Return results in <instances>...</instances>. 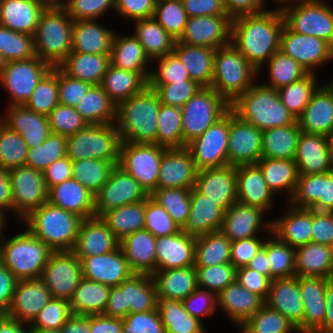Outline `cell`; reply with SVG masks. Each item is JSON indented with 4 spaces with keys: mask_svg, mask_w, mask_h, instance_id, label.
I'll return each instance as SVG.
<instances>
[{
    "mask_svg": "<svg viewBox=\"0 0 333 333\" xmlns=\"http://www.w3.org/2000/svg\"><path fill=\"white\" fill-rule=\"evenodd\" d=\"M283 26L284 19L279 6L231 21V43L258 70L260 78L264 64L280 50Z\"/></svg>",
    "mask_w": 333,
    "mask_h": 333,
    "instance_id": "6da1fadb",
    "label": "cell"
},
{
    "mask_svg": "<svg viewBox=\"0 0 333 333\" xmlns=\"http://www.w3.org/2000/svg\"><path fill=\"white\" fill-rule=\"evenodd\" d=\"M160 106L158 94L149 86L121 102L115 122L121 141L156 144Z\"/></svg>",
    "mask_w": 333,
    "mask_h": 333,
    "instance_id": "7a4b0ae2",
    "label": "cell"
},
{
    "mask_svg": "<svg viewBox=\"0 0 333 333\" xmlns=\"http://www.w3.org/2000/svg\"><path fill=\"white\" fill-rule=\"evenodd\" d=\"M82 221V217L47 202L19 222L53 251H71Z\"/></svg>",
    "mask_w": 333,
    "mask_h": 333,
    "instance_id": "3957f363",
    "label": "cell"
},
{
    "mask_svg": "<svg viewBox=\"0 0 333 333\" xmlns=\"http://www.w3.org/2000/svg\"><path fill=\"white\" fill-rule=\"evenodd\" d=\"M256 81L230 109L260 130L293 124L296 119L279 98L278 90Z\"/></svg>",
    "mask_w": 333,
    "mask_h": 333,
    "instance_id": "277c9868",
    "label": "cell"
},
{
    "mask_svg": "<svg viewBox=\"0 0 333 333\" xmlns=\"http://www.w3.org/2000/svg\"><path fill=\"white\" fill-rule=\"evenodd\" d=\"M74 20L60 5H50L41 13L34 34L35 54L57 67L71 52Z\"/></svg>",
    "mask_w": 333,
    "mask_h": 333,
    "instance_id": "5b68a950",
    "label": "cell"
},
{
    "mask_svg": "<svg viewBox=\"0 0 333 333\" xmlns=\"http://www.w3.org/2000/svg\"><path fill=\"white\" fill-rule=\"evenodd\" d=\"M17 233L1 241L0 262L18 281L41 278L53 250L27 229Z\"/></svg>",
    "mask_w": 333,
    "mask_h": 333,
    "instance_id": "8992f818",
    "label": "cell"
},
{
    "mask_svg": "<svg viewBox=\"0 0 333 333\" xmlns=\"http://www.w3.org/2000/svg\"><path fill=\"white\" fill-rule=\"evenodd\" d=\"M258 78V70L232 43L216 49L211 87L229 104L245 93Z\"/></svg>",
    "mask_w": 333,
    "mask_h": 333,
    "instance_id": "52a82bcc",
    "label": "cell"
},
{
    "mask_svg": "<svg viewBox=\"0 0 333 333\" xmlns=\"http://www.w3.org/2000/svg\"><path fill=\"white\" fill-rule=\"evenodd\" d=\"M278 6L289 30L324 39L333 47V5L328 1L289 0Z\"/></svg>",
    "mask_w": 333,
    "mask_h": 333,
    "instance_id": "ba28073f",
    "label": "cell"
},
{
    "mask_svg": "<svg viewBox=\"0 0 333 333\" xmlns=\"http://www.w3.org/2000/svg\"><path fill=\"white\" fill-rule=\"evenodd\" d=\"M121 142L115 123L87 124L67 137L66 153L71 161L92 158L119 163Z\"/></svg>",
    "mask_w": 333,
    "mask_h": 333,
    "instance_id": "9c48e42d",
    "label": "cell"
},
{
    "mask_svg": "<svg viewBox=\"0 0 333 333\" xmlns=\"http://www.w3.org/2000/svg\"><path fill=\"white\" fill-rule=\"evenodd\" d=\"M157 292L152 275L133 273L119 286L110 287L104 315L123 319L129 313L156 309Z\"/></svg>",
    "mask_w": 333,
    "mask_h": 333,
    "instance_id": "30bf717a",
    "label": "cell"
},
{
    "mask_svg": "<svg viewBox=\"0 0 333 333\" xmlns=\"http://www.w3.org/2000/svg\"><path fill=\"white\" fill-rule=\"evenodd\" d=\"M229 110L230 104L212 87H201L181 108L183 148L201 136Z\"/></svg>",
    "mask_w": 333,
    "mask_h": 333,
    "instance_id": "8fae6325",
    "label": "cell"
},
{
    "mask_svg": "<svg viewBox=\"0 0 333 333\" xmlns=\"http://www.w3.org/2000/svg\"><path fill=\"white\" fill-rule=\"evenodd\" d=\"M166 149L157 144L122 141L118 166L135 178L150 195L157 189L161 158Z\"/></svg>",
    "mask_w": 333,
    "mask_h": 333,
    "instance_id": "7c38bea8",
    "label": "cell"
},
{
    "mask_svg": "<svg viewBox=\"0 0 333 333\" xmlns=\"http://www.w3.org/2000/svg\"><path fill=\"white\" fill-rule=\"evenodd\" d=\"M52 68L38 56L8 61L0 74V85L9 95L7 106L24 105L41 78Z\"/></svg>",
    "mask_w": 333,
    "mask_h": 333,
    "instance_id": "4fadbf2b",
    "label": "cell"
},
{
    "mask_svg": "<svg viewBox=\"0 0 333 333\" xmlns=\"http://www.w3.org/2000/svg\"><path fill=\"white\" fill-rule=\"evenodd\" d=\"M12 187V214L17 222L24 219L32 210L48 202V188L43 172L28 166L8 170Z\"/></svg>",
    "mask_w": 333,
    "mask_h": 333,
    "instance_id": "5bb4252c",
    "label": "cell"
},
{
    "mask_svg": "<svg viewBox=\"0 0 333 333\" xmlns=\"http://www.w3.org/2000/svg\"><path fill=\"white\" fill-rule=\"evenodd\" d=\"M82 278L81 262L72 251H53L40 279L52 298L69 302Z\"/></svg>",
    "mask_w": 333,
    "mask_h": 333,
    "instance_id": "9a60e30c",
    "label": "cell"
},
{
    "mask_svg": "<svg viewBox=\"0 0 333 333\" xmlns=\"http://www.w3.org/2000/svg\"><path fill=\"white\" fill-rule=\"evenodd\" d=\"M228 137L229 111L201 136L187 144L186 148L198 171L228 164Z\"/></svg>",
    "mask_w": 333,
    "mask_h": 333,
    "instance_id": "2e32d148",
    "label": "cell"
},
{
    "mask_svg": "<svg viewBox=\"0 0 333 333\" xmlns=\"http://www.w3.org/2000/svg\"><path fill=\"white\" fill-rule=\"evenodd\" d=\"M280 51L296 60L309 73H317L322 65L333 61V47L328 42L296 33L285 25L280 36Z\"/></svg>",
    "mask_w": 333,
    "mask_h": 333,
    "instance_id": "e0dca14e",
    "label": "cell"
},
{
    "mask_svg": "<svg viewBox=\"0 0 333 333\" xmlns=\"http://www.w3.org/2000/svg\"><path fill=\"white\" fill-rule=\"evenodd\" d=\"M149 194L140 183L121 167L116 165L108 181L95 195V217L123 205L145 201Z\"/></svg>",
    "mask_w": 333,
    "mask_h": 333,
    "instance_id": "ac0fdd59",
    "label": "cell"
},
{
    "mask_svg": "<svg viewBox=\"0 0 333 333\" xmlns=\"http://www.w3.org/2000/svg\"><path fill=\"white\" fill-rule=\"evenodd\" d=\"M228 164H257L262 158V130L229 110Z\"/></svg>",
    "mask_w": 333,
    "mask_h": 333,
    "instance_id": "d6986e66",
    "label": "cell"
},
{
    "mask_svg": "<svg viewBox=\"0 0 333 333\" xmlns=\"http://www.w3.org/2000/svg\"><path fill=\"white\" fill-rule=\"evenodd\" d=\"M266 215L267 212L260 207L236 201L225 211L220 231L231 242L256 236H269L272 233V220L266 219Z\"/></svg>",
    "mask_w": 333,
    "mask_h": 333,
    "instance_id": "ffe728a7",
    "label": "cell"
},
{
    "mask_svg": "<svg viewBox=\"0 0 333 333\" xmlns=\"http://www.w3.org/2000/svg\"><path fill=\"white\" fill-rule=\"evenodd\" d=\"M231 21L228 15L188 17L179 43L218 49L231 43Z\"/></svg>",
    "mask_w": 333,
    "mask_h": 333,
    "instance_id": "44dd1931",
    "label": "cell"
},
{
    "mask_svg": "<svg viewBox=\"0 0 333 333\" xmlns=\"http://www.w3.org/2000/svg\"><path fill=\"white\" fill-rule=\"evenodd\" d=\"M286 203L298 208L333 212V171L299 175L294 193Z\"/></svg>",
    "mask_w": 333,
    "mask_h": 333,
    "instance_id": "7402d4cb",
    "label": "cell"
},
{
    "mask_svg": "<svg viewBox=\"0 0 333 333\" xmlns=\"http://www.w3.org/2000/svg\"><path fill=\"white\" fill-rule=\"evenodd\" d=\"M194 187L227 211L237 201L236 166L227 164L199 170Z\"/></svg>",
    "mask_w": 333,
    "mask_h": 333,
    "instance_id": "603a6c76",
    "label": "cell"
},
{
    "mask_svg": "<svg viewBox=\"0 0 333 333\" xmlns=\"http://www.w3.org/2000/svg\"><path fill=\"white\" fill-rule=\"evenodd\" d=\"M301 132L327 136L333 130V78L318 86L296 119Z\"/></svg>",
    "mask_w": 333,
    "mask_h": 333,
    "instance_id": "cb8c5ba5",
    "label": "cell"
},
{
    "mask_svg": "<svg viewBox=\"0 0 333 333\" xmlns=\"http://www.w3.org/2000/svg\"><path fill=\"white\" fill-rule=\"evenodd\" d=\"M52 298L50 291L39 279L17 281L6 317L30 324Z\"/></svg>",
    "mask_w": 333,
    "mask_h": 333,
    "instance_id": "d4e9b609",
    "label": "cell"
},
{
    "mask_svg": "<svg viewBox=\"0 0 333 333\" xmlns=\"http://www.w3.org/2000/svg\"><path fill=\"white\" fill-rule=\"evenodd\" d=\"M197 172L191 153L186 147L166 149L161 158L157 188L192 189Z\"/></svg>",
    "mask_w": 333,
    "mask_h": 333,
    "instance_id": "484cf974",
    "label": "cell"
},
{
    "mask_svg": "<svg viewBox=\"0 0 333 333\" xmlns=\"http://www.w3.org/2000/svg\"><path fill=\"white\" fill-rule=\"evenodd\" d=\"M80 262L83 278L110 287L119 286L133 274L120 246L103 255L83 257Z\"/></svg>",
    "mask_w": 333,
    "mask_h": 333,
    "instance_id": "4316f807",
    "label": "cell"
},
{
    "mask_svg": "<svg viewBox=\"0 0 333 333\" xmlns=\"http://www.w3.org/2000/svg\"><path fill=\"white\" fill-rule=\"evenodd\" d=\"M0 121L19 133L28 148L41 145L51 134L48 116L38 114L24 105L7 106Z\"/></svg>",
    "mask_w": 333,
    "mask_h": 333,
    "instance_id": "83f0119b",
    "label": "cell"
},
{
    "mask_svg": "<svg viewBox=\"0 0 333 333\" xmlns=\"http://www.w3.org/2000/svg\"><path fill=\"white\" fill-rule=\"evenodd\" d=\"M120 240L101 217L83 219L72 252L80 260L83 257L103 255L119 247Z\"/></svg>",
    "mask_w": 333,
    "mask_h": 333,
    "instance_id": "f1b7e54d",
    "label": "cell"
},
{
    "mask_svg": "<svg viewBox=\"0 0 333 333\" xmlns=\"http://www.w3.org/2000/svg\"><path fill=\"white\" fill-rule=\"evenodd\" d=\"M237 202L257 206L268 214L274 207L275 193L267 186L258 164L236 166Z\"/></svg>",
    "mask_w": 333,
    "mask_h": 333,
    "instance_id": "f546056e",
    "label": "cell"
},
{
    "mask_svg": "<svg viewBox=\"0 0 333 333\" xmlns=\"http://www.w3.org/2000/svg\"><path fill=\"white\" fill-rule=\"evenodd\" d=\"M293 160L299 175L333 171V158L325 135L301 132Z\"/></svg>",
    "mask_w": 333,
    "mask_h": 333,
    "instance_id": "4dcf8cb0",
    "label": "cell"
},
{
    "mask_svg": "<svg viewBox=\"0 0 333 333\" xmlns=\"http://www.w3.org/2000/svg\"><path fill=\"white\" fill-rule=\"evenodd\" d=\"M282 209L284 213L278 218H273L271 232L279 240L289 244L293 248L306 245L311 242L312 234V209L298 208L286 204Z\"/></svg>",
    "mask_w": 333,
    "mask_h": 333,
    "instance_id": "1f68e13d",
    "label": "cell"
},
{
    "mask_svg": "<svg viewBox=\"0 0 333 333\" xmlns=\"http://www.w3.org/2000/svg\"><path fill=\"white\" fill-rule=\"evenodd\" d=\"M196 236L180 230L156 238V270L194 266Z\"/></svg>",
    "mask_w": 333,
    "mask_h": 333,
    "instance_id": "d6a6232c",
    "label": "cell"
},
{
    "mask_svg": "<svg viewBox=\"0 0 333 333\" xmlns=\"http://www.w3.org/2000/svg\"><path fill=\"white\" fill-rule=\"evenodd\" d=\"M265 301L241 286L237 280L230 283L225 289L217 294V307L221 309L231 323L242 326L251 316H253Z\"/></svg>",
    "mask_w": 333,
    "mask_h": 333,
    "instance_id": "836d02e7",
    "label": "cell"
},
{
    "mask_svg": "<svg viewBox=\"0 0 333 333\" xmlns=\"http://www.w3.org/2000/svg\"><path fill=\"white\" fill-rule=\"evenodd\" d=\"M325 277H299L304 305L303 321L296 327L299 333H314L322 324L326 312Z\"/></svg>",
    "mask_w": 333,
    "mask_h": 333,
    "instance_id": "e575fe53",
    "label": "cell"
},
{
    "mask_svg": "<svg viewBox=\"0 0 333 333\" xmlns=\"http://www.w3.org/2000/svg\"><path fill=\"white\" fill-rule=\"evenodd\" d=\"M301 296L299 276L273 279L265 304L283 314L297 327L303 321L304 314Z\"/></svg>",
    "mask_w": 333,
    "mask_h": 333,
    "instance_id": "d590c367",
    "label": "cell"
},
{
    "mask_svg": "<svg viewBox=\"0 0 333 333\" xmlns=\"http://www.w3.org/2000/svg\"><path fill=\"white\" fill-rule=\"evenodd\" d=\"M95 196L73 177L48 190V202L83 219L95 216Z\"/></svg>",
    "mask_w": 333,
    "mask_h": 333,
    "instance_id": "8d00e7d4",
    "label": "cell"
},
{
    "mask_svg": "<svg viewBox=\"0 0 333 333\" xmlns=\"http://www.w3.org/2000/svg\"><path fill=\"white\" fill-rule=\"evenodd\" d=\"M47 6L42 0H0V25L34 36L39 17Z\"/></svg>",
    "mask_w": 333,
    "mask_h": 333,
    "instance_id": "74e56055",
    "label": "cell"
},
{
    "mask_svg": "<svg viewBox=\"0 0 333 333\" xmlns=\"http://www.w3.org/2000/svg\"><path fill=\"white\" fill-rule=\"evenodd\" d=\"M119 246L133 273L152 275L156 271V237L149 231L126 235Z\"/></svg>",
    "mask_w": 333,
    "mask_h": 333,
    "instance_id": "f35d334b",
    "label": "cell"
},
{
    "mask_svg": "<svg viewBox=\"0 0 333 333\" xmlns=\"http://www.w3.org/2000/svg\"><path fill=\"white\" fill-rule=\"evenodd\" d=\"M190 200L189 216L181 230L194 236L220 231L225 211L195 187L191 189Z\"/></svg>",
    "mask_w": 333,
    "mask_h": 333,
    "instance_id": "ab89813d",
    "label": "cell"
},
{
    "mask_svg": "<svg viewBox=\"0 0 333 333\" xmlns=\"http://www.w3.org/2000/svg\"><path fill=\"white\" fill-rule=\"evenodd\" d=\"M116 31L98 20H76L73 23V52L110 54Z\"/></svg>",
    "mask_w": 333,
    "mask_h": 333,
    "instance_id": "60d3db41",
    "label": "cell"
},
{
    "mask_svg": "<svg viewBox=\"0 0 333 333\" xmlns=\"http://www.w3.org/2000/svg\"><path fill=\"white\" fill-rule=\"evenodd\" d=\"M109 65L110 54L71 51L57 67L73 79L81 80L91 85H100Z\"/></svg>",
    "mask_w": 333,
    "mask_h": 333,
    "instance_id": "b9f144b4",
    "label": "cell"
},
{
    "mask_svg": "<svg viewBox=\"0 0 333 333\" xmlns=\"http://www.w3.org/2000/svg\"><path fill=\"white\" fill-rule=\"evenodd\" d=\"M150 72H132L111 64L103 76L101 86L110 100L118 106L148 86Z\"/></svg>",
    "mask_w": 333,
    "mask_h": 333,
    "instance_id": "7bdbcfd3",
    "label": "cell"
},
{
    "mask_svg": "<svg viewBox=\"0 0 333 333\" xmlns=\"http://www.w3.org/2000/svg\"><path fill=\"white\" fill-rule=\"evenodd\" d=\"M110 64L127 71L150 72L152 61L132 33L124 35L116 31L110 50Z\"/></svg>",
    "mask_w": 333,
    "mask_h": 333,
    "instance_id": "ee69618b",
    "label": "cell"
},
{
    "mask_svg": "<svg viewBox=\"0 0 333 333\" xmlns=\"http://www.w3.org/2000/svg\"><path fill=\"white\" fill-rule=\"evenodd\" d=\"M215 49L179 43L176 40L173 53L189 72L191 80L202 87H211L214 72Z\"/></svg>",
    "mask_w": 333,
    "mask_h": 333,
    "instance_id": "f6af8a7d",
    "label": "cell"
},
{
    "mask_svg": "<svg viewBox=\"0 0 333 333\" xmlns=\"http://www.w3.org/2000/svg\"><path fill=\"white\" fill-rule=\"evenodd\" d=\"M257 164L262 170L267 186L275 195L284 194V201H289L292 197L298 178V166L294 160L261 158ZM287 199V200H286Z\"/></svg>",
    "mask_w": 333,
    "mask_h": 333,
    "instance_id": "bcb514c9",
    "label": "cell"
},
{
    "mask_svg": "<svg viewBox=\"0 0 333 333\" xmlns=\"http://www.w3.org/2000/svg\"><path fill=\"white\" fill-rule=\"evenodd\" d=\"M295 270L299 277H333L329 246L310 242L295 248Z\"/></svg>",
    "mask_w": 333,
    "mask_h": 333,
    "instance_id": "7dc6e473",
    "label": "cell"
},
{
    "mask_svg": "<svg viewBox=\"0 0 333 333\" xmlns=\"http://www.w3.org/2000/svg\"><path fill=\"white\" fill-rule=\"evenodd\" d=\"M152 277L157 296L182 301L197 288L195 266L156 270Z\"/></svg>",
    "mask_w": 333,
    "mask_h": 333,
    "instance_id": "c3c4849f",
    "label": "cell"
},
{
    "mask_svg": "<svg viewBox=\"0 0 333 333\" xmlns=\"http://www.w3.org/2000/svg\"><path fill=\"white\" fill-rule=\"evenodd\" d=\"M135 28L133 35L137 38L149 59L162 57L173 53L176 43L164 28L153 18H144L133 21Z\"/></svg>",
    "mask_w": 333,
    "mask_h": 333,
    "instance_id": "681fc988",
    "label": "cell"
},
{
    "mask_svg": "<svg viewBox=\"0 0 333 333\" xmlns=\"http://www.w3.org/2000/svg\"><path fill=\"white\" fill-rule=\"evenodd\" d=\"M156 308L166 333H207L205 324L191 316L182 301L157 296Z\"/></svg>",
    "mask_w": 333,
    "mask_h": 333,
    "instance_id": "f907efd6",
    "label": "cell"
},
{
    "mask_svg": "<svg viewBox=\"0 0 333 333\" xmlns=\"http://www.w3.org/2000/svg\"><path fill=\"white\" fill-rule=\"evenodd\" d=\"M301 129L297 120L290 125L262 131V158L293 160Z\"/></svg>",
    "mask_w": 333,
    "mask_h": 333,
    "instance_id": "816d5d0a",
    "label": "cell"
},
{
    "mask_svg": "<svg viewBox=\"0 0 333 333\" xmlns=\"http://www.w3.org/2000/svg\"><path fill=\"white\" fill-rule=\"evenodd\" d=\"M110 286L82 278L69 301L72 314H104Z\"/></svg>",
    "mask_w": 333,
    "mask_h": 333,
    "instance_id": "f5cc1de1",
    "label": "cell"
},
{
    "mask_svg": "<svg viewBox=\"0 0 333 333\" xmlns=\"http://www.w3.org/2000/svg\"><path fill=\"white\" fill-rule=\"evenodd\" d=\"M75 109L88 124L116 122L117 106L110 100L101 85H93Z\"/></svg>",
    "mask_w": 333,
    "mask_h": 333,
    "instance_id": "db71d44e",
    "label": "cell"
},
{
    "mask_svg": "<svg viewBox=\"0 0 333 333\" xmlns=\"http://www.w3.org/2000/svg\"><path fill=\"white\" fill-rule=\"evenodd\" d=\"M231 241L221 232L196 236L195 267H208L231 263Z\"/></svg>",
    "mask_w": 333,
    "mask_h": 333,
    "instance_id": "11a10c76",
    "label": "cell"
},
{
    "mask_svg": "<svg viewBox=\"0 0 333 333\" xmlns=\"http://www.w3.org/2000/svg\"><path fill=\"white\" fill-rule=\"evenodd\" d=\"M145 201L113 208L100 217L113 234L121 240L124 236L144 229Z\"/></svg>",
    "mask_w": 333,
    "mask_h": 333,
    "instance_id": "9f6ffc18",
    "label": "cell"
},
{
    "mask_svg": "<svg viewBox=\"0 0 333 333\" xmlns=\"http://www.w3.org/2000/svg\"><path fill=\"white\" fill-rule=\"evenodd\" d=\"M116 165L117 161L92 158L72 161V177L95 196L106 184L111 170Z\"/></svg>",
    "mask_w": 333,
    "mask_h": 333,
    "instance_id": "6f0895ef",
    "label": "cell"
},
{
    "mask_svg": "<svg viewBox=\"0 0 333 333\" xmlns=\"http://www.w3.org/2000/svg\"><path fill=\"white\" fill-rule=\"evenodd\" d=\"M264 65H267L269 77L263 85L277 90L302 79L309 73L296 60L280 50L272 55Z\"/></svg>",
    "mask_w": 333,
    "mask_h": 333,
    "instance_id": "680465c9",
    "label": "cell"
},
{
    "mask_svg": "<svg viewBox=\"0 0 333 333\" xmlns=\"http://www.w3.org/2000/svg\"><path fill=\"white\" fill-rule=\"evenodd\" d=\"M157 123V145L167 149L183 148L182 112L180 107L161 104Z\"/></svg>",
    "mask_w": 333,
    "mask_h": 333,
    "instance_id": "91938a15",
    "label": "cell"
},
{
    "mask_svg": "<svg viewBox=\"0 0 333 333\" xmlns=\"http://www.w3.org/2000/svg\"><path fill=\"white\" fill-rule=\"evenodd\" d=\"M317 75L318 73H308L302 79L278 89L279 98L295 119L304 111L312 94L320 85Z\"/></svg>",
    "mask_w": 333,
    "mask_h": 333,
    "instance_id": "94428289",
    "label": "cell"
},
{
    "mask_svg": "<svg viewBox=\"0 0 333 333\" xmlns=\"http://www.w3.org/2000/svg\"><path fill=\"white\" fill-rule=\"evenodd\" d=\"M239 330L242 333H299L291 321L266 304L240 326Z\"/></svg>",
    "mask_w": 333,
    "mask_h": 333,
    "instance_id": "6125c7cd",
    "label": "cell"
},
{
    "mask_svg": "<svg viewBox=\"0 0 333 333\" xmlns=\"http://www.w3.org/2000/svg\"><path fill=\"white\" fill-rule=\"evenodd\" d=\"M58 67H52L39 81L24 106L48 116L59 104Z\"/></svg>",
    "mask_w": 333,
    "mask_h": 333,
    "instance_id": "be15d7a7",
    "label": "cell"
},
{
    "mask_svg": "<svg viewBox=\"0 0 333 333\" xmlns=\"http://www.w3.org/2000/svg\"><path fill=\"white\" fill-rule=\"evenodd\" d=\"M267 257L271 280L296 276L295 248L272 233L267 237Z\"/></svg>",
    "mask_w": 333,
    "mask_h": 333,
    "instance_id": "e7e4bbea",
    "label": "cell"
},
{
    "mask_svg": "<svg viewBox=\"0 0 333 333\" xmlns=\"http://www.w3.org/2000/svg\"><path fill=\"white\" fill-rule=\"evenodd\" d=\"M149 196L168 212L181 229L184 227L190 212L191 189L157 188Z\"/></svg>",
    "mask_w": 333,
    "mask_h": 333,
    "instance_id": "03108f58",
    "label": "cell"
},
{
    "mask_svg": "<svg viewBox=\"0 0 333 333\" xmlns=\"http://www.w3.org/2000/svg\"><path fill=\"white\" fill-rule=\"evenodd\" d=\"M67 137L51 133L39 146L29 148L25 166L43 172L54 161L67 156Z\"/></svg>",
    "mask_w": 333,
    "mask_h": 333,
    "instance_id": "003e7915",
    "label": "cell"
},
{
    "mask_svg": "<svg viewBox=\"0 0 333 333\" xmlns=\"http://www.w3.org/2000/svg\"><path fill=\"white\" fill-rule=\"evenodd\" d=\"M28 149L21 135L0 121V166L7 170L25 166Z\"/></svg>",
    "mask_w": 333,
    "mask_h": 333,
    "instance_id": "a7ac6f4b",
    "label": "cell"
},
{
    "mask_svg": "<svg viewBox=\"0 0 333 333\" xmlns=\"http://www.w3.org/2000/svg\"><path fill=\"white\" fill-rule=\"evenodd\" d=\"M153 18L175 40L183 34L188 20L181 0H157Z\"/></svg>",
    "mask_w": 333,
    "mask_h": 333,
    "instance_id": "89a4df30",
    "label": "cell"
},
{
    "mask_svg": "<svg viewBox=\"0 0 333 333\" xmlns=\"http://www.w3.org/2000/svg\"><path fill=\"white\" fill-rule=\"evenodd\" d=\"M0 53L7 61L35 57L34 36L18 33L0 25Z\"/></svg>",
    "mask_w": 333,
    "mask_h": 333,
    "instance_id": "2644e50d",
    "label": "cell"
},
{
    "mask_svg": "<svg viewBox=\"0 0 333 333\" xmlns=\"http://www.w3.org/2000/svg\"><path fill=\"white\" fill-rule=\"evenodd\" d=\"M152 63L157 65L154 67L152 64L151 66L148 85H164L191 80L189 72L174 53L155 58Z\"/></svg>",
    "mask_w": 333,
    "mask_h": 333,
    "instance_id": "8c879c8a",
    "label": "cell"
},
{
    "mask_svg": "<svg viewBox=\"0 0 333 333\" xmlns=\"http://www.w3.org/2000/svg\"><path fill=\"white\" fill-rule=\"evenodd\" d=\"M197 287L216 295L236 280V267L232 263L208 267H195Z\"/></svg>",
    "mask_w": 333,
    "mask_h": 333,
    "instance_id": "753ad0ef",
    "label": "cell"
},
{
    "mask_svg": "<svg viewBox=\"0 0 333 333\" xmlns=\"http://www.w3.org/2000/svg\"><path fill=\"white\" fill-rule=\"evenodd\" d=\"M144 229L156 238L176 234L181 230L168 212L150 196L145 200Z\"/></svg>",
    "mask_w": 333,
    "mask_h": 333,
    "instance_id": "34e18365",
    "label": "cell"
},
{
    "mask_svg": "<svg viewBox=\"0 0 333 333\" xmlns=\"http://www.w3.org/2000/svg\"><path fill=\"white\" fill-rule=\"evenodd\" d=\"M60 6L74 21L102 20L111 10L114 12L115 0H64Z\"/></svg>",
    "mask_w": 333,
    "mask_h": 333,
    "instance_id": "11e5206c",
    "label": "cell"
},
{
    "mask_svg": "<svg viewBox=\"0 0 333 333\" xmlns=\"http://www.w3.org/2000/svg\"><path fill=\"white\" fill-rule=\"evenodd\" d=\"M48 120L51 133L65 137L76 134L88 124L75 107L60 103L50 112Z\"/></svg>",
    "mask_w": 333,
    "mask_h": 333,
    "instance_id": "2a66077c",
    "label": "cell"
},
{
    "mask_svg": "<svg viewBox=\"0 0 333 333\" xmlns=\"http://www.w3.org/2000/svg\"><path fill=\"white\" fill-rule=\"evenodd\" d=\"M71 315L68 301L51 298L29 324V329H61Z\"/></svg>",
    "mask_w": 333,
    "mask_h": 333,
    "instance_id": "b9fcfbb0",
    "label": "cell"
},
{
    "mask_svg": "<svg viewBox=\"0 0 333 333\" xmlns=\"http://www.w3.org/2000/svg\"><path fill=\"white\" fill-rule=\"evenodd\" d=\"M160 99V103L182 108L202 86L194 80H184L164 85H148Z\"/></svg>",
    "mask_w": 333,
    "mask_h": 333,
    "instance_id": "09005b40",
    "label": "cell"
},
{
    "mask_svg": "<svg viewBox=\"0 0 333 333\" xmlns=\"http://www.w3.org/2000/svg\"><path fill=\"white\" fill-rule=\"evenodd\" d=\"M122 333H166L157 308L129 313L122 319Z\"/></svg>",
    "mask_w": 333,
    "mask_h": 333,
    "instance_id": "979ff035",
    "label": "cell"
},
{
    "mask_svg": "<svg viewBox=\"0 0 333 333\" xmlns=\"http://www.w3.org/2000/svg\"><path fill=\"white\" fill-rule=\"evenodd\" d=\"M185 310L203 322L204 318L212 317L217 311V295L207 289L196 288L182 300Z\"/></svg>",
    "mask_w": 333,
    "mask_h": 333,
    "instance_id": "deb4b68c",
    "label": "cell"
},
{
    "mask_svg": "<svg viewBox=\"0 0 333 333\" xmlns=\"http://www.w3.org/2000/svg\"><path fill=\"white\" fill-rule=\"evenodd\" d=\"M93 85L73 79L58 68L59 103L75 107Z\"/></svg>",
    "mask_w": 333,
    "mask_h": 333,
    "instance_id": "67dfc351",
    "label": "cell"
},
{
    "mask_svg": "<svg viewBox=\"0 0 333 333\" xmlns=\"http://www.w3.org/2000/svg\"><path fill=\"white\" fill-rule=\"evenodd\" d=\"M268 236H256L231 242L230 259L236 269L246 267L264 246Z\"/></svg>",
    "mask_w": 333,
    "mask_h": 333,
    "instance_id": "b62a3aed",
    "label": "cell"
},
{
    "mask_svg": "<svg viewBox=\"0 0 333 333\" xmlns=\"http://www.w3.org/2000/svg\"><path fill=\"white\" fill-rule=\"evenodd\" d=\"M157 0H115L114 15L128 21L153 17Z\"/></svg>",
    "mask_w": 333,
    "mask_h": 333,
    "instance_id": "603ad722",
    "label": "cell"
},
{
    "mask_svg": "<svg viewBox=\"0 0 333 333\" xmlns=\"http://www.w3.org/2000/svg\"><path fill=\"white\" fill-rule=\"evenodd\" d=\"M236 280L241 286L257 294L264 301L267 299L272 281L267 276L246 266L236 269Z\"/></svg>",
    "mask_w": 333,
    "mask_h": 333,
    "instance_id": "5803f987",
    "label": "cell"
}]
</instances>
